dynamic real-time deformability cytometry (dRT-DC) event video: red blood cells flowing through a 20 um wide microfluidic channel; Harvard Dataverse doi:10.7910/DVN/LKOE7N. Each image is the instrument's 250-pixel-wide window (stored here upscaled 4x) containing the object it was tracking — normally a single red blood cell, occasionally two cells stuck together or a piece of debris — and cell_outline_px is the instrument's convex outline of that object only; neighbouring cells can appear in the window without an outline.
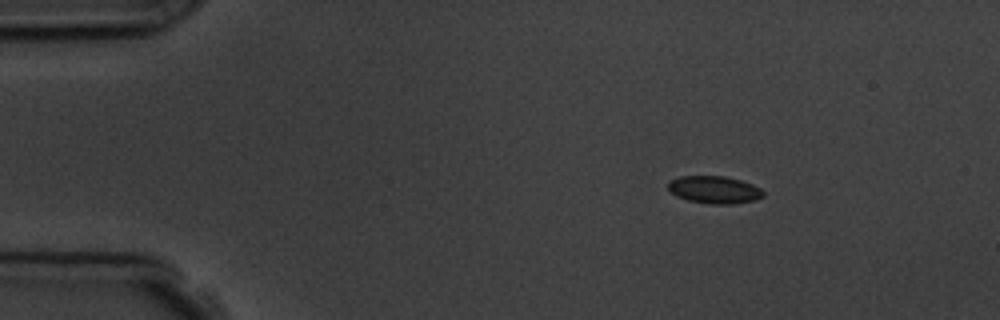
{"species": "common noctule bat (a hibernating species)", "species_latin": "Nyctalus noctula", "temperature_condition": "room temperature", "stored_images_in_passage": 3, "camera_frame_rate_fps": 3000, "um_per_image_px": 0.085, "animal": {"sex": "male", "body_mass_g": 19.5, "forearm_length_mm": 54.6}, "frame": {"image": 1, "passage_image": 1, "time_ms": 0.0, "image_size_px": [1000, 320], "cell_outline_px": [[764, 196], [756, 200], [732, 204], [712, 204], [688, 200], [676, 196], [668, 188], [668, 180], [680, 176], [724, 176], [740, 180], [752, 184], [760, 188], [764, 192]], "centroid_in_image_um": [60.72, 16.12], "position_along_channel_um": 24.3, "area_um2": 15.26}}